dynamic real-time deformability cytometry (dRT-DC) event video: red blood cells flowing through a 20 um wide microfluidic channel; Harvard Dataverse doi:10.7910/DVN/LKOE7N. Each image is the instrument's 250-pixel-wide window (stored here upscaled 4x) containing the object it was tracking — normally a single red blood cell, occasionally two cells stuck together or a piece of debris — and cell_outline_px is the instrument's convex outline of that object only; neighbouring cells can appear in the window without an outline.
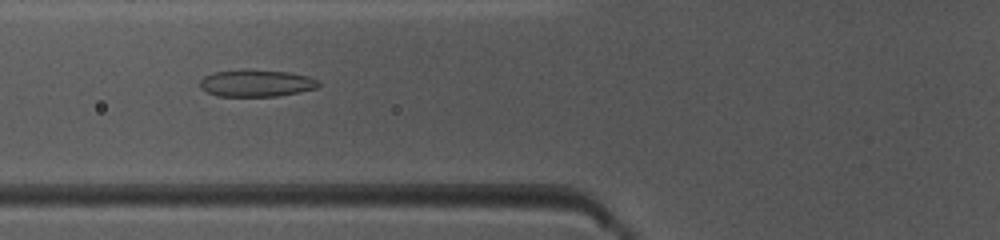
{"species": "common noctule bat (a hibernating species)", "species_latin": "Nyctalus noctula", "temperature_condition": "warm", "stored_images_in_passage": 35, "camera_frame_rate_fps": 3000, "um_per_image_px": 0.085, "animal": {"sex": "female", "body_mass_g": 10.0, "forearm_length_mm": 53.1}, "frame": {"image": 1, "passage_image": 5, "time_ms": 1.333, "image_size_px": [1000, 240], "cell_outline_px": [[320, 84], [316, 88], [300, 92], [276, 96], [216, 96], [200, 88], [200, 80], [204, 76], [212, 72], [244, 68], [288, 72], [308, 76], [316, 80]], "centroid_in_image_um": [21.74, 7.05], "position_along_channel_um": 104.1, "area_um2": 18.9}}
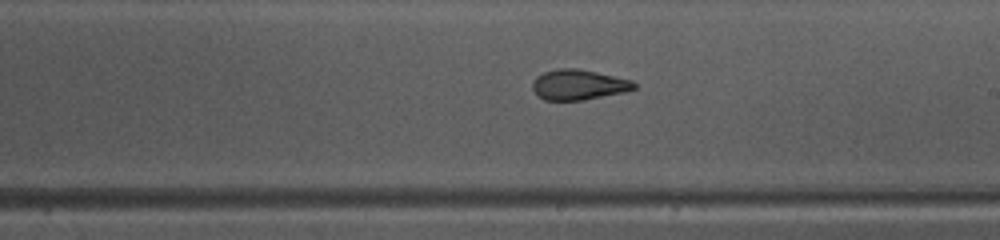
{"frame": {"image": 2, "passage_image": 15, "time_ms": 4.667, "image_size_px": [1000, 240], "cell_outline_px": [[636, 88], [624, 92], [584, 100], [544, 100], [536, 96], [532, 88], [532, 84], [536, 76], [544, 72], [556, 68], [576, 68], [596, 72], [632, 80], [636, 84]], "centroid_in_image_um": [49.14, 7.2], "position_along_channel_um": 239.9, "area_um2": 18.03}}
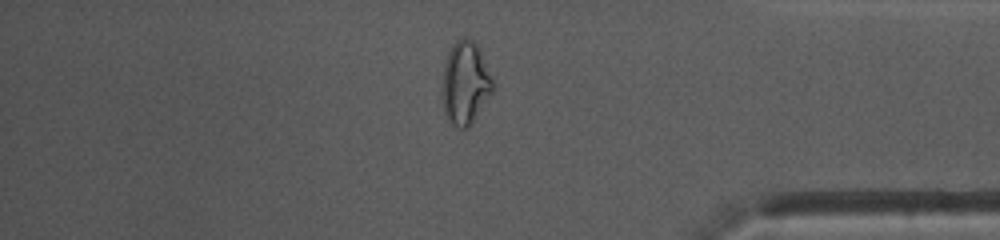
{"frame": {"image": 3, "passage_image": 28, "time_ms": 9.0, "image_size_px": [1000, 240], "cell_outline_px": [[492, 92], [468, 128], [460, 128], [452, 124], [448, 120], [444, 112], [440, 88], [444, 64], [448, 52], [452, 44], [460, 36], [464, 36], [472, 40], [480, 48], [492, 76]], "centroid_in_image_um": [39.51, 7.02], "position_along_channel_um": 395.7, "area_um2": 24.8}, "authors_computed_cell_mechanics": {"area_um2": 18.7272, "velocity_mm_per_s": 4.053, "shape_relaxation_time_tau1_ms": 5.1732, "shape_relaxation_time_tau2_ms": 2.2269, "deformation_change_tau1": 0.1727, "deformation_change_tau2": 0.047}}